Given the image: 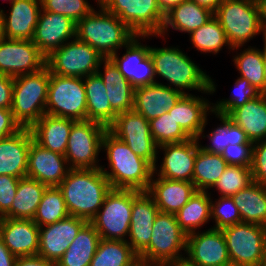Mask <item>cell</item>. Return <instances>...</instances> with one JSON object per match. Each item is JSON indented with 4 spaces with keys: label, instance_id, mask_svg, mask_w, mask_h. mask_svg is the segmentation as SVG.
Segmentation results:
<instances>
[{
    "label": "cell",
    "instance_id": "6da1fadb",
    "mask_svg": "<svg viewBox=\"0 0 266 266\" xmlns=\"http://www.w3.org/2000/svg\"><path fill=\"white\" fill-rule=\"evenodd\" d=\"M102 149L106 150L110 170L101 166L112 188L132 189L147 191L152 177L154 167L145 159L134 154L129 146L108 129L102 138Z\"/></svg>",
    "mask_w": 266,
    "mask_h": 266
},
{
    "label": "cell",
    "instance_id": "7a4b0ae2",
    "mask_svg": "<svg viewBox=\"0 0 266 266\" xmlns=\"http://www.w3.org/2000/svg\"><path fill=\"white\" fill-rule=\"evenodd\" d=\"M58 188L62 191L69 215L90 222L112 189L100 168L70 169Z\"/></svg>",
    "mask_w": 266,
    "mask_h": 266
},
{
    "label": "cell",
    "instance_id": "3957f363",
    "mask_svg": "<svg viewBox=\"0 0 266 266\" xmlns=\"http://www.w3.org/2000/svg\"><path fill=\"white\" fill-rule=\"evenodd\" d=\"M149 55L153 62L155 77L158 75L166 79L171 87L183 94L185 89L203 91L213 94L216 91L215 82L202 71L182 50L178 47H150Z\"/></svg>",
    "mask_w": 266,
    "mask_h": 266
},
{
    "label": "cell",
    "instance_id": "277c9868",
    "mask_svg": "<svg viewBox=\"0 0 266 266\" xmlns=\"http://www.w3.org/2000/svg\"><path fill=\"white\" fill-rule=\"evenodd\" d=\"M100 10L94 9L82 18L76 27V37L95 50L104 58H110L121 47L137 36L115 14L107 11L101 4Z\"/></svg>",
    "mask_w": 266,
    "mask_h": 266
},
{
    "label": "cell",
    "instance_id": "5b68a950",
    "mask_svg": "<svg viewBox=\"0 0 266 266\" xmlns=\"http://www.w3.org/2000/svg\"><path fill=\"white\" fill-rule=\"evenodd\" d=\"M49 79L47 66L37 72L14 77L11 111L22 128H30L45 114Z\"/></svg>",
    "mask_w": 266,
    "mask_h": 266
},
{
    "label": "cell",
    "instance_id": "8992f818",
    "mask_svg": "<svg viewBox=\"0 0 266 266\" xmlns=\"http://www.w3.org/2000/svg\"><path fill=\"white\" fill-rule=\"evenodd\" d=\"M149 245L138 255L139 261L155 266H168L185 256L187 235L180 228L175 214L159 212L152 226Z\"/></svg>",
    "mask_w": 266,
    "mask_h": 266
},
{
    "label": "cell",
    "instance_id": "52a82bcc",
    "mask_svg": "<svg viewBox=\"0 0 266 266\" xmlns=\"http://www.w3.org/2000/svg\"><path fill=\"white\" fill-rule=\"evenodd\" d=\"M214 17L224 29L233 51L262 32L258 0H224Z\"/></svg>",
    "mask_w": 266,
    "mask_h": 266
},
{
    "label": "cell",
    "instance_id": "ba28073f",
    "mask_svg": "<svg viewBox=\"0 0 266 266\" xmlns=\"http://www.w3.org/2000/svg\"><path fill=\"white\" fill-rule=\"evenodd\" d=\"M45 114L75 121L87 120L83 78L50 74Z\"/></svg>",
    "mask_w": 266,
    "mask_h": 266
},
{
    "label": "cell",
    "instance_id": "9c48e42d",
    "mask_svg": "<svg viewBox=\"0 0 266 266\" xmlns=\"http://www.w3.org/2000/svg\"><path fill=\"white\" fill-rule=\"evenodd\" d=\"M70 41L46 57V66L50 74L85 78L97 73L105 58L77 37Z\"/></svg>",
    "mask_w": 266,
    "mask_h": 266
},
{
    "label": "cell",
    "instance_id": "30bf717a",
    "mask_svg": "<svg viewBox=\"0 0 266 266\" xmlns=\"http://www.w3.org/2000/svg\"><path fill=\"white\" fill-rule=\"evenodd\" d=\"M132 204V189L112 188L90 223L102 239L127 241L125 237L129 233Z\"/></svg>",
    "mask_w": 266,
    "mask_h": 266
},
{
    "label": "cell",
    "instance_id": "8fae6325",
    "mask_svg": "<svg viewBox=\"0 0 266 266\" xmlns=\"http://www.w3.org/2000/svg\"><path fill=\"white\" fill-rule=\"evenodd\" d=\"M107 129L90 120L73 123L64 155L70 169H95L102 166L97 164L98 155Z\"/></svg>",
    "mask_w": 266,
    "mask_h": 266
},
{
    "label": "cell",
    "instance_id": "7c38bea8",
    "mask_svg": "<svg viewBox=\"0 0 266 266\" xmlns=\"http://www.w3.org/2000/svg\"><path fill=\"white\" fill-rule=\"evenodd\" d=\"M99 4L143 39L158 36L162 29L165 15L157 0H99Z\"/></svg>",
    "mask_w": 266,
    "mask_h": 266
},
{
    "label": "cell",
    "instance_id": "4fadbf2b",
    "mask_svg": "<svg viewBox=\"0 0 266 266\" xmlns=\"http://www.w3.org/2000/svg\"><path fill=\"white\" fill-rule=\"evenodd\" d=\"M231 266H257L266 253V227L238 223L221 229Z\"/></svg>",
    "mask_w": 266,
    "mask_h": 266
},
{
    "label": "cell",
    "instance_id": "5bb4252c",
    "mask_svg": "<svg viewBox=\"0 0 266 266\" xmlns=\"http://www.w3.org/2000/svg\"><path fill=\"white\" fill-rule=\"evenodd\" d=\"M108 130L124 141L137 156L157 166L158 145L150 132L149 121L134 110L117 114Z\"/></svg>",
    "mask_w": 266,
    "mask_h": 266
},
{
    "label": "cell",
    "instance_id": "9a60e30c",
    "mask_svg": "<svg viewBox=\"0 0 266 266\" xmlns=\"http://www.w3.org/2000/svg\"><path fill=\"white\" fill-rule=\"evenodd\" d=\"M46 66V57L32 40L3 38L0 41V74L16 77Z\"/></svg>",
    "mask_w": 266,
    "mask_h": 266
},
{
    "label": "cell",
    "instance_id": "2e32d148",
    "mask_svg": "<svg viewBox=\"0 0 266 266\" xmlns=\"http://www.w3.org/2000/svg\"><path fill=\"white\" fill-rule=\"evenodd\" d=\"M184 259L194 266H231L227 244L221 229L187 235Z\"/></svg>",
    "mask_w": 266,
    "mask_h": 266
},
{
    "label": "cell",
    "instance_id": "e0dca14e",
    "mask_svg": "<svg viewBox=\"0 0 266 266\" xmlns=\"http://www.w3.org/2000/svg\"><path fill=\"white\" fill-rule=\"evenodd\" d=\"M200 148L199 139L168 143L158 146L164 151L161 167L154 166L156 176L178 181L192 182L197 150ZM157 171H159L157 173Z\"/></svg>",
    "mask_w": 266,
    "mask_h": 266
},
{
    "label": "cell",
    "instance_id": "ac0fdd59",
    "mask_svg": "<svg viewBox=\"0 0 266 266\" xmlns=\"http://www.w3.org/2000/svg\"><path fill=\"white\" fill-rule=\"evenodd\" d=\"M143 36H135L127 45L126 53L119 58L113 54L110 59L118 67L120 73L129 80L134 88L156 83L152 59L149 55L150 46L143 45Z\"/></svg>",
    "mask_w": 266,
    "mask_h": 266
},
{
    "label": "cell",
    "instance_id": "d6986e66",
    "mask_svg": "<svg viewBox=\"0 0 266 266\" xmlns=\"http://www.w3.org/2000/svg\"><path fill=\"white\" fill-rule=\"evenodd\" d=\"M86 223L85 219L69 215L53 224L39 227L38 255L57 263Z\"/></svg>",
    "mask_w": 266,
    "mask_h": 266
},
{
    "label": "cell",
    "instance_id": "ffe728a7",
    "mask_svg": "<svg viewBox=\"0 0 266 266\" xmlns=\"http://www.w3.org/2000/svg\"><path fill=\"white\" fill-rule=\"evenodd\" d=\"M76 27L77 23L67 16L41 10L32 41L48 57L76 37Z\"/></svg>",
    "mask_w": 266,
    "mask_h": 266
},
{
    "label": "cell",
    "instance_id": "44dd1931",
    "mask_svg": "<svg viewBox=\"0 0 266 266\" xmlns=\"http://www.w3.org/2000/svg\"><path fill=\"white\" fill-rule=\"evenodd\" d=\"M70 168L64 155L50 151L34 140L28 152L27 177L38 180L47 187H58Z\"/></svg>",
    "mask_w": 266,
    "mask_h": 266
},
{
    "label": "cell",
    "instance_id": "7402d4cb",
    "mask_svg": "<svg viewBox=\"0 0 266 266\" xmlns=\"http://www.w3.org/2000/svg\"><path fill=\"white\" fill-rule=\"evenodd\" d=\"M159 212L153 197L147 191L133 190L132 216L126 242L138 255L150 243L152 226Z\"/></svg>",
    "mask_w": 266,
    "mask_h": 266
},
{
    "label": "cell",
    "instance_id": "603a6c76",
    "mask_svg": "<svg viewBox=\"0 0 266 266\" xmlns=\"http://www.w3.org/2000/svg\"><path fill=\"white\" fill-rule=\"evenodd\" d=\"M10 4L8 16L0 9L3 38L32 40L42 10L41 0H13Z\"/></svg>",
    "mask_w": 266,
    "mask_h": 266
},
{
    "label": "cell",
    "instance_id": "cb8c5ba5",
    "mask_svg": "<svg viewBox=\"0 0 266 266\" xmlns=\"http://www.w3.org/2000/svg\"><path fill=\"white\" fill-rule=\"evenodd\" d=\"M0 238L16 257L38 255L39 227L32 219L0 218Z\"/></svg>",
    "mask_w": 266,
    "mask_h": 266
},
{
    "label": "cell",
    "instance_id": "d4e9b609",
    "mask_svg": "<svg viewBox=\"0 0 266 266\" xmlns=\"http://www.w3.org/2000/svg\"><path fill=\"white\" fill-rule=\"evenodd\" d=\"M184 94L161 82L134 89L133 110L148 121L160 117L175 106Z\"/></svg>",
    "mask_w": 266,
    "mask_h": 266
},
{
    "label": "cell",
    "instance_id": "484cf974",
    "mask_svg": "<svg viewBox=\"0 0 266 266\" xmlns=\"http://www.w3.org/2000/svg\"><path fill=\"white\" fill-rule=\"evenodd\" d=\"M32 140L29 128H22L16 134L0 140V175L20 179L27 177L28 152Z\"/></svg>",
    "mask_w": 266,
    "mask_h": 266
},
{
    "label": "cell",
    "instance_id": "4316f807",
    "mask_svg": "<svg viewBox=\"0 0 266 266\" xmlns=\"http://www.w3.org/2000/svg\"><path fill=\"white\" fill-rule=\"evenodd\" d=\"M209 103L203 97L184 94L169 111H173L176 123L190 138L200 139L202 136L206 137L203 132L208 124L207 116L209 112H213Z\"/></svg>",
    "mask_w": 266,
    "mask_h": 266
},
{
    "label": "cell",
    "instance_id": "83f0119b",
    "mask_svg": "<svg viewBox=\"0 0 266 266\" xmlns=\"http://www.w3.org/2000/svg\"><path fill=\"white\" fill-rule=\"evenodd\" d=\"M193 182L152 177L147 192L153 197L160 212L175 214L196 192Z\"/></svg>",
    "mask_w": 266,
    "mask_h": 266
},
{
    "label": "cell",
    "instance_id": "f1b7e54d",
    "mask_svg": "<svg viewBox=\"0 0 266 266\" xmlns=\"http://www.w3.org/2000/svg\"><path fill=\"white\" fill-rule=\"evenodd\" d=\"M73 119L44 114L29 129L33 140L50 151L65 155Z\"/></svg>",
    "mask_w": 266,
    "mask_h": 266
},
{
    "label": "cell",
    "instance_id": "f546056e",
    "mask_svg": "<svg viewBox=\"0 0 266 266\" xmlns=\"http://www.w3.org/2000/svg\"><path fill=\"white\" fill-rule=\"evenodd\" d=\"M103 63L104 73L100 68L97 73L104 82L111 108L117 114L133 110L135 88L129 80L125 79L110 58H105Z\"/></svg>",
    "mask_w": 266,
    "mask_h": 266
},
{
    "label": "cell",
    "instance_id": "4dcf8cb0",
    "mask_svg": "<svg viewBox=\"0 0 266 266\" xmlns=\"http://www.w3.org/2000/svg\"><path fill=\"white\" fill-rule=\"evenodd\" d=\"M234 124L240 126L250 142L266 139V94L246 102L234 109L228 116Z\"/></svg>",
    "mask_w": 266,
    "mask_h": 266
},
{
    "label": "cell",
    "instance_id": "1f68e13d",
    "mask_svg": "<svg viewBox=\"0 0 266 266\" xmlns=\"http://www.w3.org/2000/svg\"><path fill=\"white\" fill-rule=\"evenodd\" d=\"M213 16L214 13L209 9L191 0L183 1L165 14L164 23L158 37H165L169 26L174 30L189 34L206 24Z\"/></svg>",
    "mask_w": 266,
    "mask_h": 266
},
{
    "label": "cell",
    "instance_id": "d6a6232c",
    "mask_svg": "<svg viewBox=\"0 0 266 266\" xmlns=\"http://www.w3.org/2000/svg\"><path fill=\"white\" fill-rule=\"evenodd\" d=\"M87 99V120L109 127L117 113L111 108L104 82L98 73L83 78Z\"/></svg>",
    "mask_w": 266,
    "mask_h": 266
},
{
    "label": "cell",
    "instance_id": "836d02e7",
    "mask_svg": "<svg viewBox=\"0 0 266 266\" xmlns=\"http://www.w3.org/2000/svg\"><path fill=\"white\" fill-rule=\"evenodd\" d=\"M243 223L266 227V185L252 182L231 196Z\"/></svg>",
    "mask_w": 266,
    "mask_h": 266
},
{
    "label": "cell",
    "instance_id": "e575fe53",
    "mask_svg": "<svg viewBox=\"0 0 266 266\" xmlns=\"http://www.w3.org/2000/svg\"><path fill=\"white\" fill-rule=\"evenodd\" d=\"M100 240L101 237L94 226L87 222L58 260L56 266H90Z\"/></svg>",
    "mask_w": 266,
    "mask_h": 266
},
{
    "label": "cell",
    "instance_id": "d590c367",
    "mask_svg": "<svg viewBox=\"0 0 266 266\" xmlns=\"http://www.w3.org/2000/svg\"><path fill=\"white\" fill-rule=\"evenodd\" d=\"M46 188L38 180L21 178L11 208L3 217L33 220Z\"/></svg>",
    "mask_w": 266,
    "mask_h": 266
},
{
    "label": "cell",
    "instance_id": "8d00e7d4",
    "mask_svg": "<svg viewBox=\"0 0 266 266\" xmlns=\"http://www.w3.org/2000/svg\"><path fill=\"white\" fill-rule=\"evenodd\" d=\"M211 194L197 190L176 213L177 222L186 235L196 232L211 219Z\"/></svg>",
    "mask_w": 266,
    "mask_h": 266
},
{
    "label": "cell",
    "instance_id": "74e56055",
    "mask_svg": "<svg viewBox=\"0 0 266 266\" xmlns=\"http://www.w3.org/2000/svg\"><path fill=\"white\" fill-rule=\"evenodd\" d=\"M228 166L222 154L208 153L202 148L197 150L192 182L199 191H206L214 186Z\"/></svg>",
    "mask_w": 266,
    "mask_h": 266
},
{
    "label": "cell",
    "instance_id": "f35d334b",
    "mask_svg": "<svg viewBox=\"0 0 266 266\" xmlns=\"http://www.w3.org/2000/svg\"><path fill=\"white\" fill-rule=\"evenodd\" d=\"M138 254L126 241L100 240L90 266H135Z\"/></svg>",
    "mask_w": 266,
    "mask_h": 266
},
{
    "label": "cell",
    "instance_id": "ab89813d",
    "mask_svg": "<svg viewBox=\"0 0 266 266\" xmlns=\"http://www.w3.org/2000/svg\"><path fill=\"white\" fill-rule=\"evenodd\" d=\"M215 115L222 125L220 124L219 127L206 135L211 142L210 145L202 146L200 144V148L205 152L221 154L228 145L253 144L240 126H237L225 116Z\"/></svg>",
    "mask_w": 266,
    "mask_h": 266
},
{
    "label": "cell",
    "instance_id": "60d3db41",
    "mask_svg": "<svg viewBox=\"0 0 266 266\" xmlns=\"http://www.w3.org/2000/svg\"><path fill=\"white\" fill-rule=\"evenodd\" d=\"M238 54L233 56V61L240 77L247 79L262 94H266L265 69L261 49L250 46Z\"/></svg>",
    "mask_w": 266,
    "mask_h": 266
},
{
    "label": "cell",
    "instance_id": "b9f144b4",
    "mask_svg": "<svg viewBox=\"0 0 266 266\" xmlns=\"http://www.w3.org/2000/svg\"><path fill=\"white\" fill-rule=\"evenodd\" d=\"M69 216L62 191L58 187H47L33 218L38 227L53 224Z\"/></svg>",
    "mask_w": 266,
    "mask_h": 266
},
{
    "label": "cell",
    "instance_id": "7bdbcfd3",
    "mask_svg": "<svg viewBox=\"0 0 266 266\" xmlns=\"http://www.w3.org/2000/svg\"><path fill=\"white\" fill-rule=\"evenodd\" d=\"M189 36L194 48L200 52L217 54L224 46L232 49L224 29L214 16L206 24L189 33Z\"/></svg>",
    "mask_w": 266,
    "mask_h": 266
},
{
    "label": "cell",
    "instance_id": "ee69618b",
    "mask_svg": "<svg viewBox=\"0 0 266 266\" xmlns=\"http://www.w3.org/2000/svg\"><path fill=\"white\" fill-rule=\"evenodd\" d=\"M151 135L158 146L189 140L190 137L181 129L173 118V111H167L149 121Z\"/></svg>",
    "mask_w": 266,
    "mask_h": 266
},
{
    "label": "cell",
    "instance_id": "f6af8a7d",
    "mask_svg": "<svg viewBox=\"0 0 266 266\" xmlns=\"http://www.w3.org/2000/svg\"><path fill=\"white\" fill-rule=\"evenodd\" d=\"M252 182L251 167L228 165L212 188L215 187L220 196L231 197Z\"/></svg>",
    "mask_w": 266,
    "mask_h": 266
},
{
    "label": "cell",
    "instance_id": "bcb514c9",
    "mask_svg": "<svg viewBox=\"0 0 266 266\" xmlns=\"http://www.w3.org/2000/svg\"><path fill=\"white\" fill-rule=\"evenodd\" d=\"M261 94L247 79L239 77L235 82L234 93L229 99H222L212 104V113L227 117L234 109L243 106L246 102L257 98Z\"/></svg>",
    "mask_w": 266,
    "mask_h": 266
},
{
    "label": "cell",
    "instance_id": "7dc6e473",
    "mask_svg": "<svg viewBox=\"0 0 266 266\" xmlns=\"http://www.w3.org/2000/svg\"><path fill=\"white\" fill-rule=\"evenodd\" d=\"M41 7L44 11L67 16L75 23L94 9L87 0H41Z\"/></svg>",
    "mask_w": 266,
    "mask_h": 266
},
{
    "label": "cell",
    "instance_id": "c3c4849f",
    "mask_svg": "<svg viewBox=\"0 0 266 266\" xmlns=\"http://www.w3.org/2000/svg\"><path fill=\"white\" fill-rule=\"evenodd\" d=\"M211 201V219L215 220V226L212 228L223 229L227 226L242 223L238 208L232 197L220 196Z\"/></svg>",
    "mask_w": 266,
    "mask_h": 266
},
{
    "label": "cell",
    "instance_id": "681fc988",
    "mask_svg": "<svg viewBox=\"0 0 266 266\" xmlns=\"http://www.w3.org/2000/svg\"><path fill=\"white\" fill-rule=\"evenodd\" d=\"M253 144L228 145L222 154L228 165L251 167Z\"/></svg>",
    "mask_w": 266,
    "mask_h": 266
},
{
    "label": "cell",
    "instance_id": "f907efd6",
    "mask_svg": "<svg viewBox=\"0 0 266 266\" xmlns=\"http://www.w3.org/2000/svg\"><path fill=\"white\" fill-rule=\"evenodd\" d=\"M251 171L253 182L266 185V139L253 143Z\"/></svg>",
    "mask_w": 266,
    "mask_h": 266
},
{
    "label": "cell",
    "instance_id": "816d5d0a",
    "mask_svg": "<svg viewBox=\"0 0 266 266\" xmlns=\"http://www.w3.org/2000/svg\"><path fill=\"white\" fill-rule=\"evenodd\" d=\"M20 178L0 175V218L11 208Z\"/></svg>",
    "mask_w": 266,
    "mask_h": 266
},
{
    "label": "cell",
    "instance_id": "f5cc1de1",
    "mask_svg": "<svg viewBox=\"0 0 266 266\" xmlns=\"http://www.w3.org/2000/svg\"><path fill=\"white\" fill-rule=\"evenodd\" d=\"M21 129L11 109L0 108V140L16 134Z\"/></svg>",
    "mask_w": 266,
    "mask_h": 266
},
{
    "label": "cell",
    "instance_id": "db71d44e",
    "mask_svg": "<svg viewBox=\"0 0 266 266\" xmlns=\"http://www.w3.org/2000/svg\"><path fill=\"white\" fill-rule=\"evenodd\" d=\"M14 77L0 74V108L11 109Z\"/></svg>",
    "mask_w": 266,
    "mask_h": 266
},
{
    "label": "cell",
    "instance_id": "11a10c76",
    "mask_svg": "<svg viewBox=\"0 0 266 266\" xmlns=\"http://www.w3.org/2000/svg\"><path fill=\"white\" fill-rule=\"evenodd\" d=\"M15 266H56V263L51 262L40 255L18 256Z\"/></svg>",
    "mask_w": 266,
    "mask_h": 266
},
{
    "label": "cell",
    "instance_id": "9f6ffc18",
    "mask_svg": "<svg viewBox=\"0 0 266 266\" xmlns=\"http://www.w3.org/2000/svg\"><path fill=\"white\" fill-rule=\"evenodd\" d=\"M16 259L0 238V266H15Z\"/></svg>",
    "mask_w": 266,
    "mask_h": 266
},
{
    "label": "cell",
    "instance_id": "6f0895ef",
    "mask_svg": "<svg viewBox=\"0 0 266 266\" xmlns=\"http://www.w3.org/2000/svg\"><path fill=\"white\" fill-rule=\"evenodd\" d=\"M186 0H157L159 9L165 15L167 14L172 8L179 5L181 2Z\"/></svg>",
    "mask_w": 266,
    "mask_h": 266
},
{
    "label": "cell",
    "instance_id": "680465c9",
    "mask_svg": "<svg viewBox=\"0 0 266 266\" xmlns=\"http://www.w3.org/2000/svg\"><path fill=\"white\" fill-rule=\"evenodd\" d=\"M198 5L205 7L212 11L213 13L216 11V9L219 7V5L224 1V0H191Z\"/></svg>",
    "mask_w": 266,
    "mask_h": 266
},
{
    "label": "cell",
    "instance_id": "91938a15",
    "mask_svg": "<svg viewBox=\"0 0 266 266\" xmlns=\"http://www.w3.org/2000/svg\"><path fill=\"white\" fill-rule=\"evenodd\" d=\"M261 10V28L262 34L266 37V0H258Z\"/></svg>",
    "mask_w": 266,
    "mask_h": 266
},
{
    "label": "cell",
    "instance_id": "94428289",
    "mask_svg": "<svg viewBox=\"0 0 266 266\" xmlns=\"http://www.w3.org/2000/svg\"><path fill=\"white\" fill-rule=\"evenodd\" d=\"M263 43H264V48L262 49V57H263V62H264V69H265V83H266V37H263Z\"/></svg>",
    "mask_w": 266,
    "mask_h": 266
},
{
    "label": "cell",
    "instance_id": "6125c7cd",
    "mask_svg": "<svg viewBox=\"0 0 266 266\" xmlns=\"http://www.w3.org/2000/svg\"><path fill=\"white\" fill-rule=\"evenodd\" d=\"M168 266H194V265L188 263L185 259H183L175 263L169 264Z\"/></svg>",
    "mask_w": 266,
    "mask_h": 266
},
{
    "label": "cell",
    "instance_id": "be15d7a7",
    "mask_svg": "<svg viewBox=\"0 0 266 266\" xmlns=\"http://www.w3.org/2000/svg\"><path fill=\"white\" fill-rule=\"evenodd\" d=\"M257 266H266V253L264 254L263 258L260 260Z\"/></svg>",
    "mask_w": 266,
    "mask_h": 266
},
{
    "label": "cell",
    "instance_id": "e7e4bbea",
    "mask_svg": "<svg viewBox=\"0 0 266 266\" xmlns=\"http://www.w3.org/2000/svg\"><path fill=\"white\" fill-rule=\"evenodd\" d=\"M3 39L2 17L0 14V41Z\"/></svg>",
    "mask_w": 266,
    "mask_h": 266
},
{
    "label": "cell",
    "instance_id": "03108f58",
    "mask_svg": "<svg viewBox=\"0 0 266 266\" xmlns=\"http://www.w3.org/2000/svg\"><path fill=\"white\" fill-rule=\"evenodd\" d=\"M135 266H151L149 263L138 262Z\"/></svg>",
    "mask_w": 266,
    "mask_h": 266
}]
</instances>
